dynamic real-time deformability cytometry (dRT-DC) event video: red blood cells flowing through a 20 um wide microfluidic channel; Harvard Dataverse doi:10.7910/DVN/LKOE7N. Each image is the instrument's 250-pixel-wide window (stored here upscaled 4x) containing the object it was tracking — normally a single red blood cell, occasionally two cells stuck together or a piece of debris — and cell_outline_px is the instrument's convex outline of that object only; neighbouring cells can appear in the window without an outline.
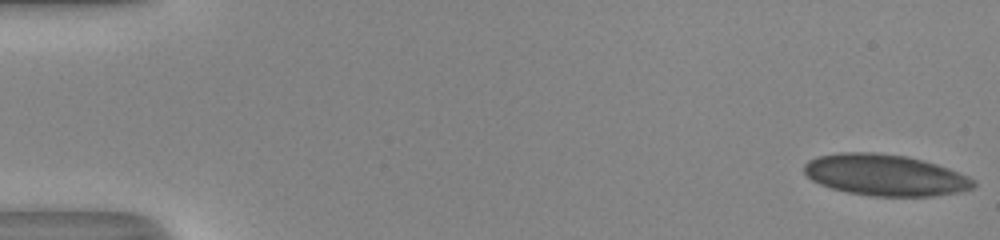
{"species": "human", "species_latin": "Homo sapiens", "temperature_condition": "room temperature", "stored_images_in_passage": 5, "camera_frame_rate_fps": 3000, "um_per_image_px": 0.085, "donor": {"sex": "male"}, "frame": {"image": 1, "passage_image": 1, "time_ms": 0.0, "image_size_px": [1000, 240], "cell_outline_px": [[976, 184], [972, 188], [956, 192], [932, 196], [872, 196], [848, 192], [832, 188], [820, 184], [812, 180], [804, 172], [804, 164], [808, 160], [820, 156], [840, 152], [872, 152], [904, 156], [936, 164], [948, 168], [968, 176]], "centroid_in_image_um": [75.2, 14.88], "position_along_channel_um": 9.8, "area_um2": 40.34}}